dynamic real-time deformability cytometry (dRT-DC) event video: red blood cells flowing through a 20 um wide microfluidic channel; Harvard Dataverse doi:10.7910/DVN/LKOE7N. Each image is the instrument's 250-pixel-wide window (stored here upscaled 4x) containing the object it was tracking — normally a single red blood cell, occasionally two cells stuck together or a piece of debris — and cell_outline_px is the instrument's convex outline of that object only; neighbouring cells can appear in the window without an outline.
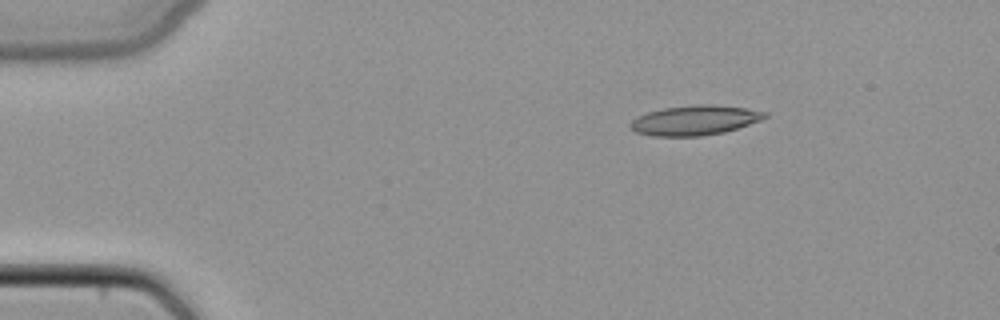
{"species": "common noctule bat (a hibernating species)", "species_latin": "Nyctalus noctula", "temperature_condition": "cold", "stored_images_in_passage": 2, "camera_frame_rate_fps": 3000, "um_per_image_px": 0.085, "animal": {"sex": "female", "body_mass_g": 22.7, "forearm_length_mm": 54.2}, "frame": {"image": 1, "passage_image": 1, "time_ms": 0.0, "image_size_px": [1000, 320], "cell_outline_px": [[768, 116], [760, 120], [724, 132], [700, 136], [652, 136], [636, 132], [628, 124], [632, 120], [648, 112], [664, 108], [700, 104], [716, 104], [744, 108], [768, 112]], "centroid_in_image_um": [59.06, 10.22], "position_along_channel_um": 25.9, "area_um2": 23.12}}